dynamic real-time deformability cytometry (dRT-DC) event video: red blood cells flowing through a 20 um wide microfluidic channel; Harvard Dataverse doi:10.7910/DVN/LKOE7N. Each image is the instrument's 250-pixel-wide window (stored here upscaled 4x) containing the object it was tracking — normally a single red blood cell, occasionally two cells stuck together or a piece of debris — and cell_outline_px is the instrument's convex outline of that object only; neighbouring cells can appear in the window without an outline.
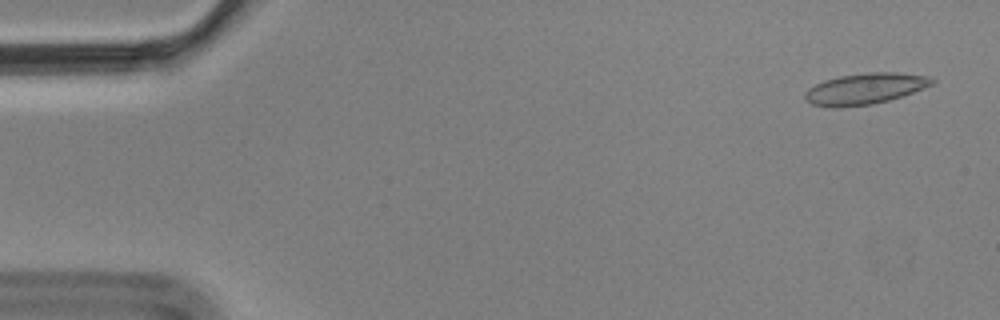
{"species": "Egyptian fruit bat (a non-hibernating species)", "species_latin": "Rousettus aegyptiacus", "temperature_condition": "cold", "stored_images_in_passage": 5, "camera_frame_rate_fps": 3000, "um_per_image_px": 0.085, "animal": {"sex": "male"}, "frame": {"image": 1, "passage_image": 1, "time_ms": 0.0, "image_size_px": [1000, 320], "cell_outline_px": [[936, 80], [932, 84], [924, 88], [888, 100], [872, 104], [836, 108], [832, 108], [812, 104], [804, 100], [804, 92], [808, 88], [824, 80], [840, 76], [868, 72], [896, 72], [932, 76]], "centroid_in_image_um": [73.51, 7.54], "position_along_channel_um": 11.5, "area_um2": 23.12}}
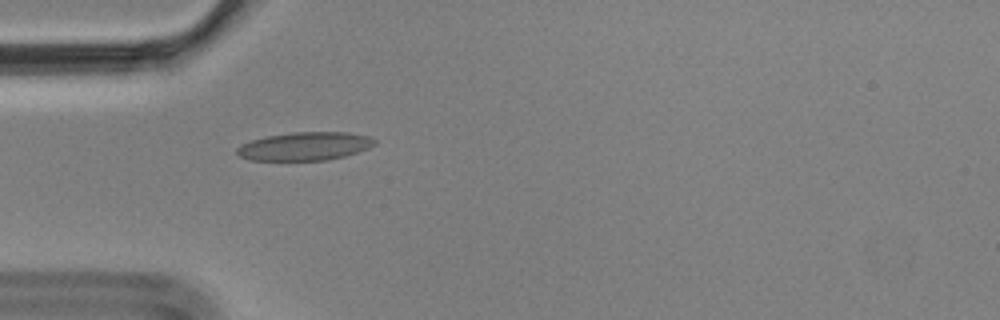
{"frame": {"image": 2, "passage_image": 5, "time_ms": 1.333, "image_size_px": [1000, 320], "cell_outline_px": [[376, 144], [368, 148], [344, 156], [324, 160], [248, 160], [240, 156], [236, 152], [236, 148], [240, 144], [264, 136], [292, 132], [348, 132], [368, 136], [376, 140]], "centroid_in_image_um": [25.87, 12.42], "position_along_channel_um": 59.1, "area_um2": 22.72}}